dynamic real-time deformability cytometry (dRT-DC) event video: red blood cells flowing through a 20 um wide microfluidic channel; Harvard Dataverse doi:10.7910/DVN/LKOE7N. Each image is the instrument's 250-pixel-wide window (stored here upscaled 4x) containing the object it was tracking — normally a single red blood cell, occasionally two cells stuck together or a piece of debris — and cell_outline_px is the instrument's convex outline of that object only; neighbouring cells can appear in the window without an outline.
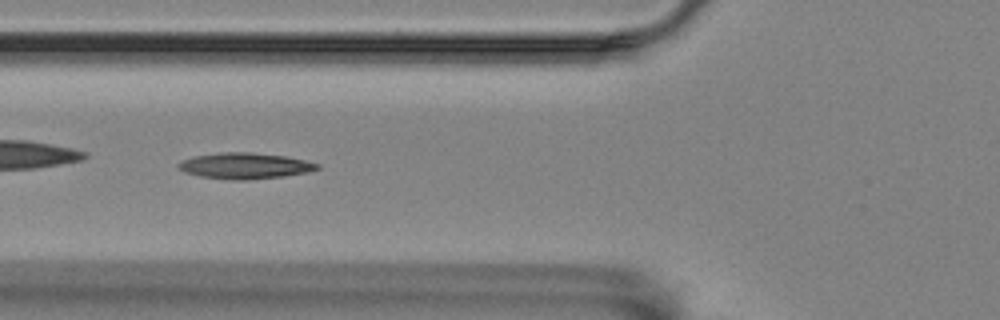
{"species": "Egyptian fruit bat (a non-hibernating species)", "species_latin": "Rousettus aegyptiacus", "temperature_condition": "room temperature", "stored_images_in_passage": 12, "camera_frame_rate_fps": 3000, "um_per_image_px": 0.085, "animal": {"sex": "female"}, "frame": {"image": 1, "passage_image": 6, "time_ms": 1.667, "image_size_px": [1000, 320], "cell_outline_px": [[320, 168], [308, 172], [284, 176], [248, 180], [232, 180], [200, 176], [184, 172], [176, 168], [176, 164], [192, 156], [220, 152], [248, 152], [284, 156], [304, 160], [320, 164]], "centroid_in_image_um": [20.78, 14.09], "position_along_channel_um": 105.0, "area_um2": 21.1}}
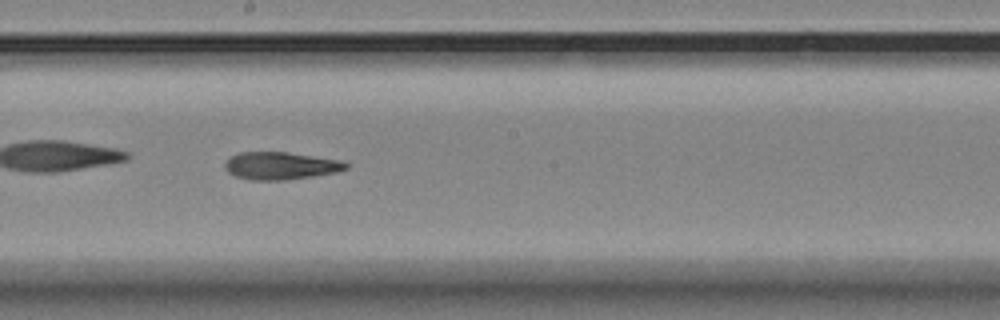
{"frame": {"image": 2, "passage_image": 9, "time_ms": 2.667, "image_size_px": [1000, 320], "cell_outline_px": [[348, 168], [336, 172], [312, 176], [284, 180], [252, 180], [236, 176], [228, 172], [224, 168], [224, 164], [232, 156], [240, 152], [288, 152], [344, 160], [348, 164]], "centroid_in_image_um": [23.88, 14.08], "position_along_channel_um": 224.3, "area_um2": 19.42}}
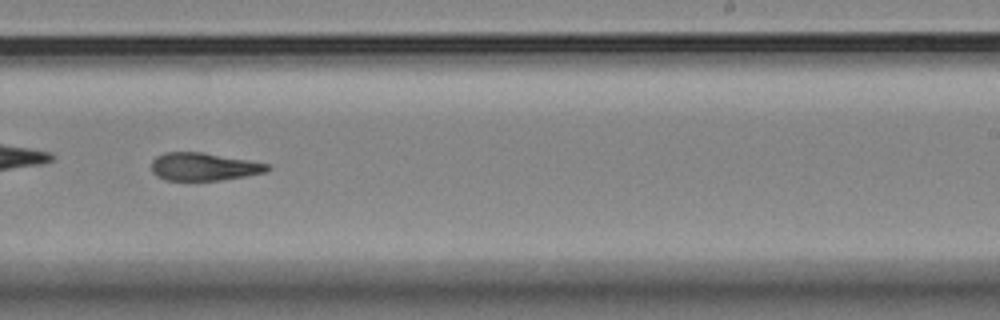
{"frame": {"image": 3, "passage_image": 10, "time_ms": 3.0, "image_size_px": [1000, 320], "cell_outline_px": [[272, 168], [264, 172], [244, 176], [220, 180], [164, 180], [156, 176], [152, 172], [152, 160], [156, 156], [164, 152], [200, 152], [248, 160], [268, 164]], "centroid_in_image_um": [17.27, 14.17], "position_along_channel_um": 271.7, "area_um2": 18.67}}